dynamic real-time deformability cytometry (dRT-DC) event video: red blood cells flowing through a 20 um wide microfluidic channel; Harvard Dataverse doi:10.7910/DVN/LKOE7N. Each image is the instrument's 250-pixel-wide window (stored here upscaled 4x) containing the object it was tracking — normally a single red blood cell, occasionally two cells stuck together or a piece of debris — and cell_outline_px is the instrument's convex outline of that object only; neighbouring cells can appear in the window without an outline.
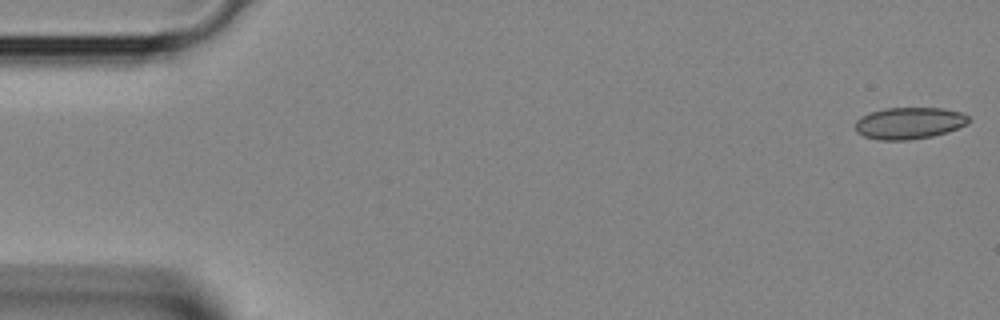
{"species": "Egyptian fruit bat (a non-hibernating species)", "species_latin": "Rousettus aegyptiacus", "temperature_condition": "room temperature", "stored_images_in_passage": 40, "camera_frame_rate_fps": 3000, "um_per_image_px": 0.085, "animal": {"sex": "female"}, "frame": {"image": 1, "passage_image": 1, "time_ms": 0.0, "image_size_px": [1000, 320], "cell_outline_px": [[972, 120], [968, 124], [948, 132], [932, 136], [908, 140], [876, 140], [864, 136], [856, 132], [856, 120], [860, 116], [868, 112], [884, 108], [940, 108], [960, 112], [968, 116]], "centroid_in_image_um": [77.27, 10.46], "position_along_channel_um": 7.7, "area_um2": 21.21}}
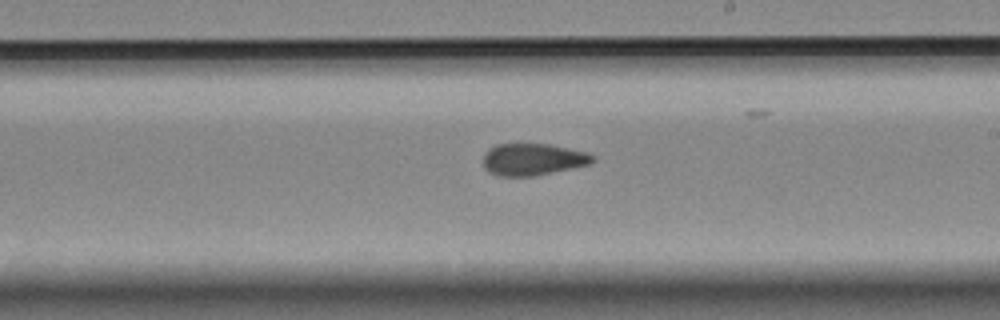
{"frame": {"image": 2, "passage_image": 23, "time_ms": 7.333, "image_size_px": [1000, 320], "cell_outline_px": [[596, 160], [592, 164], [532, 176], [496, 176], [488, 172], [484, 168], [484, 152], [488, 148], [496, 144], [548, 144], [588, 152], [596, 156]], "centroid_in_image_um": [45.3, 13.55], "position_along_channel_um": 243.7, "area_um2": 20.58}}
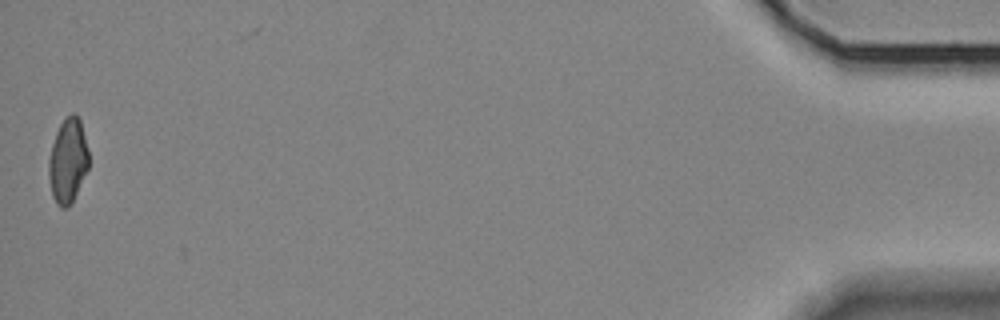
{"frame": {"image": 3, "passage_image": 40, "time_ms": 13.0, "image_size_px": [1000, 320], "cell_outline_px": [[88, 168], [68, 208], [60, 208], [56, 204], [52, 196], [48, 176], [48, 160], [52, 144], [56, 132], [64, 116], [72, 112], [76, 112], [80, 120], [88, 152]], "centroid_in_image_um": [5.74, 13.64], "position_along_channel_um": 429.5, "area_um2": 19.71}}